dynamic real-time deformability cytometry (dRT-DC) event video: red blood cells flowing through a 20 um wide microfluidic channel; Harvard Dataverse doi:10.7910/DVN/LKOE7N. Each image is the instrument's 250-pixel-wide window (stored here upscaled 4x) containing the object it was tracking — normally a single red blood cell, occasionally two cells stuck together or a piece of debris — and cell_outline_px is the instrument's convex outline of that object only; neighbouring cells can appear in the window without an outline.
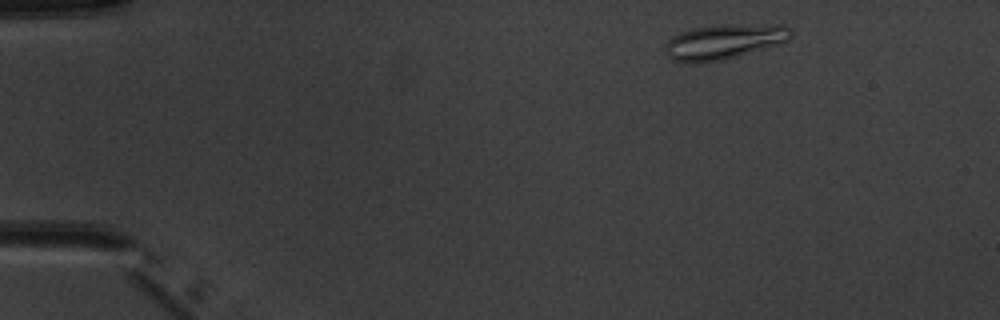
{"species": "common noctule bat (a hibernating species)", "species_latin": "Nyctalus noctula", "temperature_condition": "warm", "stored_images_in_passage": 5, "camera_frame_rate_fps": 3000, "um_per_image_px": 0.085, "animal": {"sex": "male", "body_mass_g": 20.1, "forearm_length_mm": 53.5}, "frame": {"image": 1, "passage_image": 1, "time_ms": 0.0, "image_size_px": [1000, 320], "cell_outline_px": [[792, 36], [784, 44], [720, 60], [692, 64], [672, 60], [664, 52], [664, 44], [672, 36], [692, 28], [724, 24], [784, 24], [792, 28]], "centroid_in_image_um": [61.58, 3.53], "position_along_channel_um": 23.4, "area_um2": 26.24}}
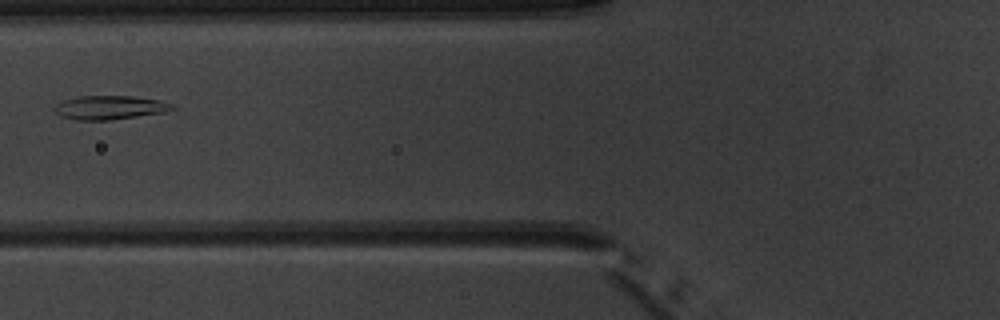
{"frame": {"image": 2, "passage_image": 5, "time_ms": 4.667, "image_size_px": [1000, 320], "cell_outline_px": [[176, 108], [164, 112], [108, 120], [76, 120], [60, 116], [52, 108], [56, 104], [64, 100], [76, 96], [132, 96], [160, 100], [172, 104]], "centroid_in_image_um": [9.29, 9.13], "position_along_channel_um": 116.5, "area_um2": 16.3}}